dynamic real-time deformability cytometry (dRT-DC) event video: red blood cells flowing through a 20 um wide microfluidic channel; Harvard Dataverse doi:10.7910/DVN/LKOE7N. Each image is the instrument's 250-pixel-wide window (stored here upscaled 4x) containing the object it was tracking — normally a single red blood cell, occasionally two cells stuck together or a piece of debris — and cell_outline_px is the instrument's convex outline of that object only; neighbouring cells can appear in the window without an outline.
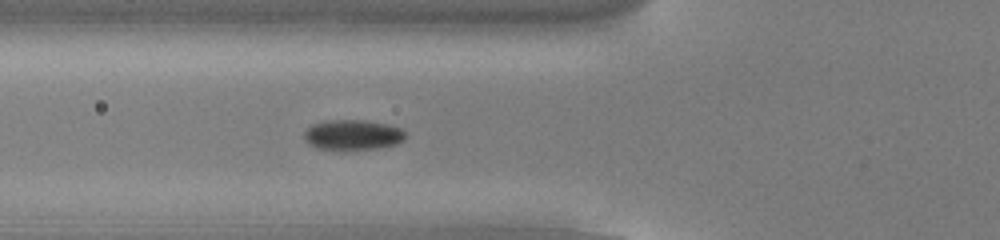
{"species": "common noctule bat (a hibernating species)", "species_latin": "Nyctalus noctula", "temperature_condition": "cold", "stored_images_in_passage": 20, "camera_frame_rate_fps": 3000, "um_per_image_px": 0.085, "animal": {"sex": "male", "body_mass_g": 13.0, "forearm_length_mm": 53.1}, "frame": {"image": 1, "passage_image": 20, "time_ms": 6.333, "image_size_px": [1000, 240], "cell_outline_px": [[408, 136], [404, 140], [396, 144], [380, 148], [316, 148], [308, 144], [304, 140], [304, 132], [312, 124], [324, 120], [364, 120], [388, 124], [400, 128]], "centroid_in_image_um": [29.99, 11.44], "position_along_channel_um": 95.8, "area_um2": 17.69}}